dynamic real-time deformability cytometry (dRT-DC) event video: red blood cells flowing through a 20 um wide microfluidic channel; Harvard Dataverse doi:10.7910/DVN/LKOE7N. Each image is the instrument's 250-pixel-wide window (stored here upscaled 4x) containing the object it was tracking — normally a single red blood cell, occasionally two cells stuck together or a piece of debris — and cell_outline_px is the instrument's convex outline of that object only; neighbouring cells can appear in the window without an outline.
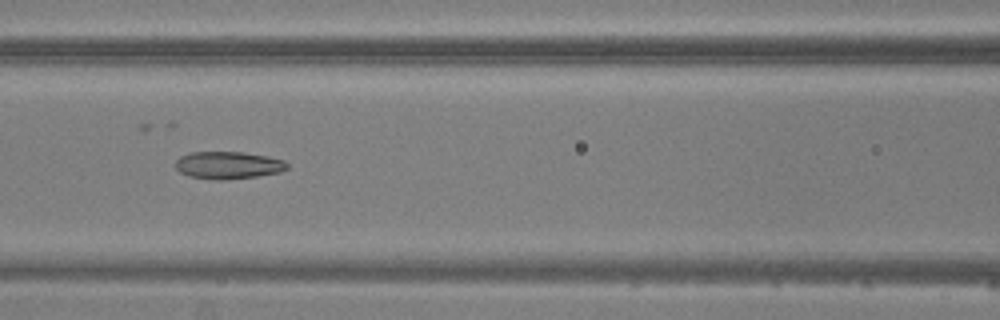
{"species": "common noctule bat (a hibernating species)", "species_latin": "Nyctalus noctula", "temperature_condition": "warm", "stored_images_in_passage": 6, "camera_frame_rate_fps": 3000, "um_per_image_px": 0.085, "animal": {"sex": "male", "body_mass_g": 20.5, "forearm_length_mm": 52.5}, "frame": {"image": 1, "passage_image": 6, "time_ms": 7.0, "image_size_px": [1000, 320], "cell_outline_px": [[288, 168], [280, 172], [256, 176], [224, 180], [216, 180], [188, 176], [180, 172], [176, 168], [176, 160], [180, 156], [192, 152], [244, 152], [268, 156], [284, 160], [288, 164]], "centroid_in_image_um": [19.4, 14.04], "position_along_channel_um": 147.2, "area_um2": 17.86}}